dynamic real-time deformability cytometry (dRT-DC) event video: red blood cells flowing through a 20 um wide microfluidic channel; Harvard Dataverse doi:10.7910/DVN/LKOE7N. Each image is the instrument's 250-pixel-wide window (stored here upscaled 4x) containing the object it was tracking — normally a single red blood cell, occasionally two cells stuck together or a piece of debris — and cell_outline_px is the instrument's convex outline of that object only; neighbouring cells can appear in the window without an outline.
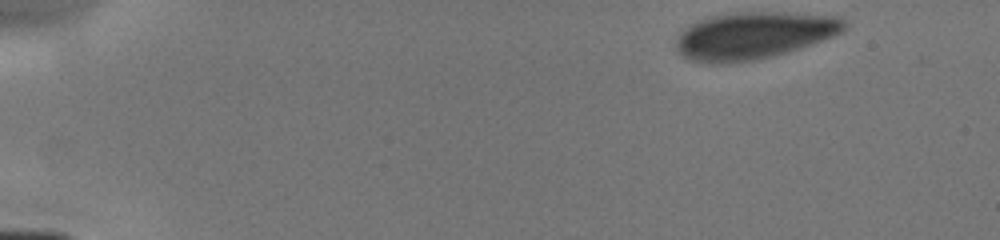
{"species": "human", "species_latin": "Homo sapiens", "temperature_condition": "cold", "stored_images_in_passage": 4, "camera_frame_rate_fps": 3000, "um_per_image_px": 0.085, "donor": {"sex": "male"}, "frame": {"image": 1, "passage_image": 1, "time_ms": 0.0, "image_size_px": [1000, 240], "cell_outline_px": [[848, 28], [844, 32], [812, 44], [788, 52], [756, 60], [728, 64], [704, 64], [688, 60], [676, 52], [676, 36], [684, 28], [696, 20], [712, 16], [732, 12], [784, 12], [840, 16], [848, 24]], "centroid_in_image_um": [64.05, 3.02], "position_along_channel_um": 21.0, "area_um2": 47.22}}
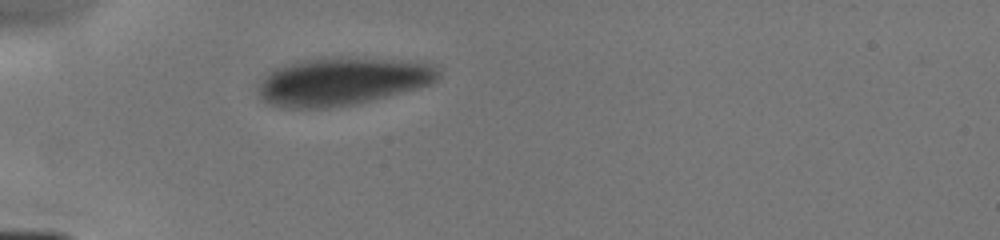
{"frame": {"image": 2, "passage_image": 4, "time_ms": 3.333, "image_size_px": [1000, 240], "cell_outline_px": [[440, 76], [436, 80], [428, 84], [416, 88], [388, 96], [356, 104], [328, 108], [280, 108], [268, 104], [260, 100], [256, 88], [264, 76], [272, 68], [284, 64], [300, 60], [324, 56], [364, 56], [404, 60], [436, 64], [440, 68]], "centroid_in_image_um": [29.05, 6.88], "position_along_channel_um": 56.0, "area_um2": 51.85}}